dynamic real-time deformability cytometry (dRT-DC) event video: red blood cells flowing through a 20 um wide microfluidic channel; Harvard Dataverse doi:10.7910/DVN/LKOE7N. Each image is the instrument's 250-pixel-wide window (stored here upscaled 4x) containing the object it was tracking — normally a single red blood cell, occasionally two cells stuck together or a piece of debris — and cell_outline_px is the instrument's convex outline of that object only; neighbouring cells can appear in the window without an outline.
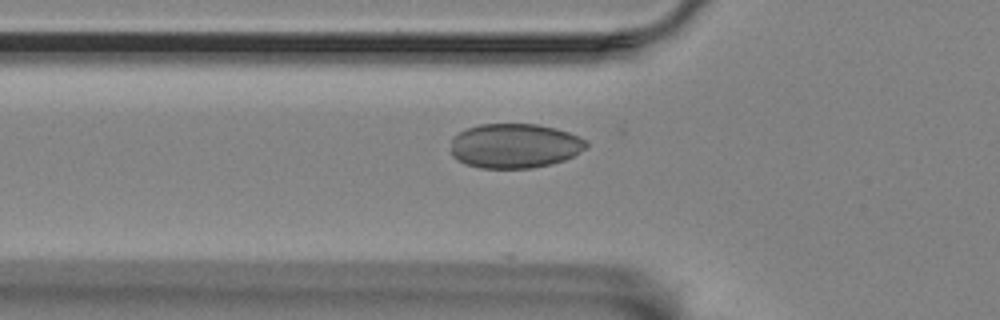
{"species": "Egyptian fruit bat (a non-hibernating species)", "species_latin": "Rousettus aegyptiacus", "temperature_condition": "room temperature", "stored_images_in_passage": 10, "camera_frame_rate_fps": 3000, "um_per_image_px": 0.085, "animal": {"sex": "female"}, "frame": {"image": 1, "passage_image": 2, "time_ms": 0.333, "image_size_px": [1000, 320], "cell_outline_px": [[588, 148], [564, 160], [532, 168], [480, 168], [468, 164], [452, 156], [452, 136], [468, 128], [480, 124], [536, 124], [556, 128], [568, 132], [584, 140], [588, 144]], "centroid_in_image_um": [43.75, 12.39], "position_along_channel_um": 82.0, "area_um2": 34.97}}
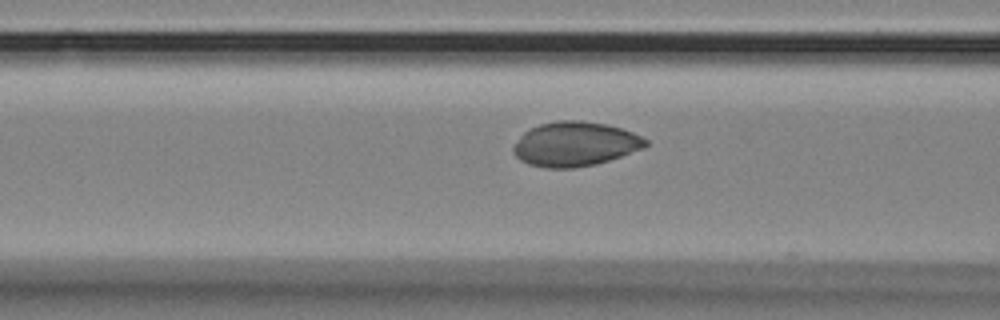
{"frame": {"image": 2, "passage_image": 5, "time_ms": 1.333, "image_size_px": [1000, 320], "cell_outline_px": [[648, 144], [644, 148], [596, 164], [572, 168], [544, 168], [528, 164], [520, 160], [516, 156], [512, 148], [520, 136], [528, 128], [540, 124], [556, 120], [580, 120], [608, 124], [632, 132], [648, 140]], "centroid_in_image_um": [48.86, 12.23], "position_along_channel_um": 117.7, "area_um2": 34.33}}
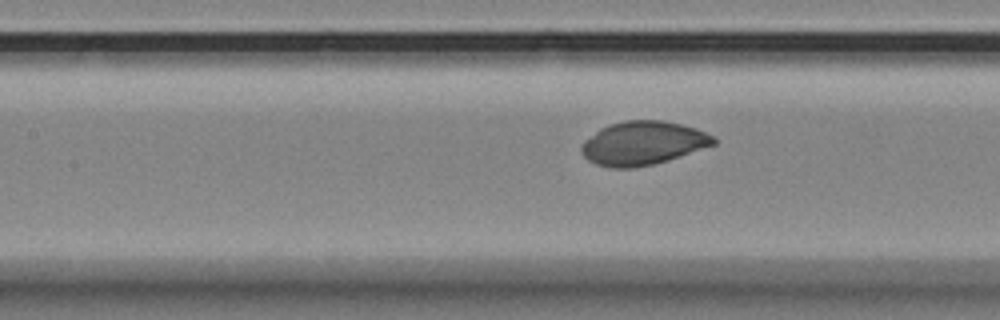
{"frame": {"image": 3, "passage_image": 8, "time_ms": 2.333, "image_size_px": [1000, 320], "cell_outline_px": [[716, 144], [668, 160], [652, 164], [632, 168], [608, 168], [596, 164], [588, 160], [584, 156], [580, 148], [584, 140], [600, 128], [608, 124], [624, 120], [664, 120], [696, 128], [712, 136], [716, 140]], "centroid_in_image_um": [54.61, 12.16], "position_along_channel_um": 152.8, "area_um2": 33.64}}